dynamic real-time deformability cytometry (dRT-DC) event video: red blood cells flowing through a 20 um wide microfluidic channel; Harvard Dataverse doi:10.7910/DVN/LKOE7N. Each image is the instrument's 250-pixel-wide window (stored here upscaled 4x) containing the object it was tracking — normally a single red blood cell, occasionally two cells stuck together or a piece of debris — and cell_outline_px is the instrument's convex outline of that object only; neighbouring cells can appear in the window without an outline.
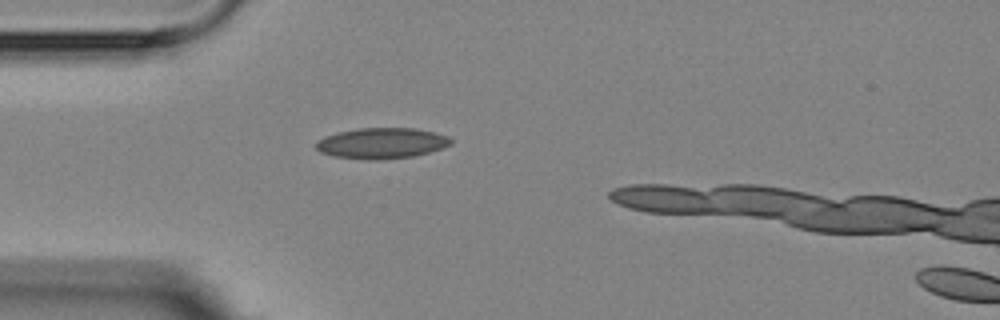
{"species": "Egyptian fruit bat (a non-hibernating species)", "species_latin": "Rousettus aegyptiacus", "temperature_condition": "room temperature", "stored_images_in_passage": 2, "segment_of_instrument_passage": [1, 2], "camera_frame_rate_fps": 3000, "um_per_image_px": 0.085, "animal": {"sex": "female"}, "frame": {"image": 1, "passage_image": 1, "time_ms": 0.0, "image_size_px": [1000, 320], "cell_outline_px": [[452, 144], [444, 148], [412, 156], [376, 160], [368, 160], [336, 156], [320, 152], [316, 148], [316, 140], [324, 136], [336, 132], [360, 128], [416, 128], [436, 132], [448, 136], [452, 140]], "centroid_in_image_um": [32.45, 12.16], "position_along_channel_um": 52.5, "area_um2": 24.28}}